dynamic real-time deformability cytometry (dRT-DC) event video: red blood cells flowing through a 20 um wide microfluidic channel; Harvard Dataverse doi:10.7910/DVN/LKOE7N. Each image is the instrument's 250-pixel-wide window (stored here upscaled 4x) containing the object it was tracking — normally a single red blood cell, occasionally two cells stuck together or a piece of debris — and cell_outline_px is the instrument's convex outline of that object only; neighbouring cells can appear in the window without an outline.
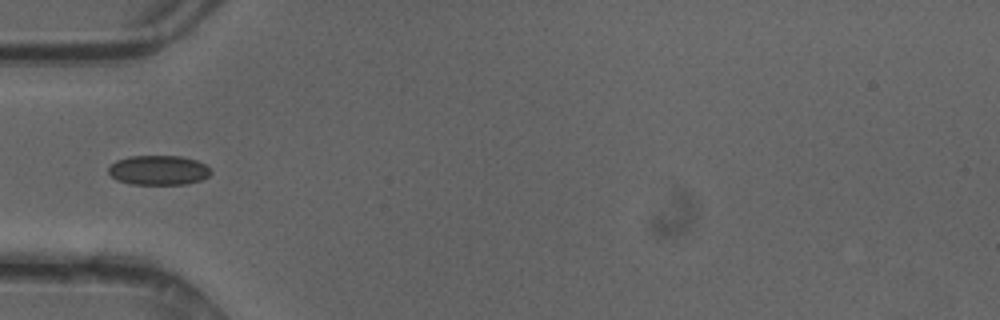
{"species": "common noctule bat (a hibernating species)", "species_latin": "Nyctalus noctula", "temperature_condition": "cold", "stored_images_in_passage": 34, "camera_frame_rate_fps": 3000, "um_per_image_px": 0.085, "animal": {"sex": "female"}, "frame": {"image": 1, "passage_image": 1, "time_ms": 0.0, "image_size_px": [1000, 320], "cell_outline_px": [[212, 172], [208, 176], [200, 180], [188, 184], [132, 184], [116, 180], [108, 172], [108, 168], [116, 160], [128, 156], [180, 156], [196, 160], [204, 164]], "centroid_in_image_um": [13.46, 14.46], "position_along_channel_um": 71.5, "area_um2": 17.63}}
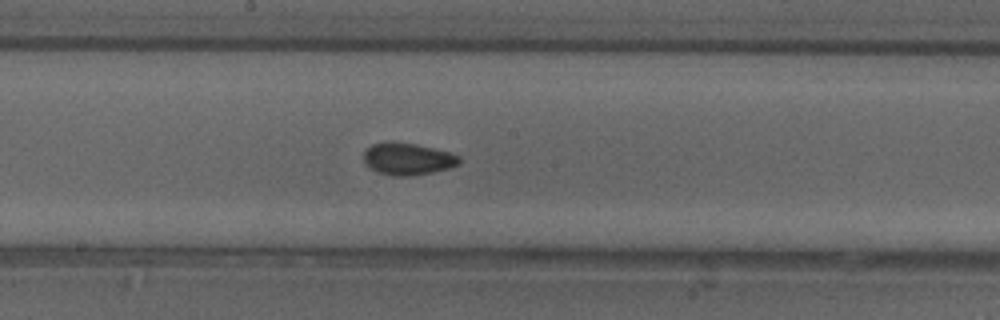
{"frame": {"image": 2, "passage_image": 11, "time_ms": 3.333, "image_size_px": [1000, 320], "cell_outline_px": [[460, 164], [448, 168], [432, 172], [408, 176], [396, 176], [380, 172], [364, 164], [364, 148], [372, 144], [388, 140], [416, 144], [448, 152], [460, 156]], "centroid_in_image_um": [34.62, 13.48], "position_along_channel_um": 213.6, "area_um2": 17.86}}
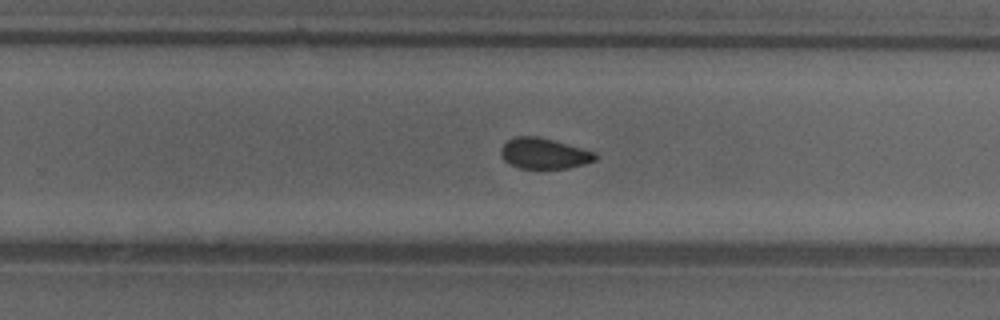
{"frame": {"image": 3, "passage_image": 16, "time_ms": 5.0, "image_size_px": [1000, 320], "cell_outline_px": [[596, 160], [584, 164], [568, 168], [520, 168], [504, 160], [500, 152], [500, 148], [508, 140], [516, 136], [540, 136], [596, 152]], "centroid_in_image_um": [46.25, 13.03], "position_along_channel_um": 283.6, "area_um2": 16.82}, "authors_computed_cell_mechanics": {"area_um2": 17.2244, "velocity_mm_per_s": 4.2301, "shape_relaxation_time_tau1_ms": null, "shape_relaxation_time_tau2_ms": 1.574, "deformation_change_tau1": null, "deformation_change_tau2": 0.0437}}